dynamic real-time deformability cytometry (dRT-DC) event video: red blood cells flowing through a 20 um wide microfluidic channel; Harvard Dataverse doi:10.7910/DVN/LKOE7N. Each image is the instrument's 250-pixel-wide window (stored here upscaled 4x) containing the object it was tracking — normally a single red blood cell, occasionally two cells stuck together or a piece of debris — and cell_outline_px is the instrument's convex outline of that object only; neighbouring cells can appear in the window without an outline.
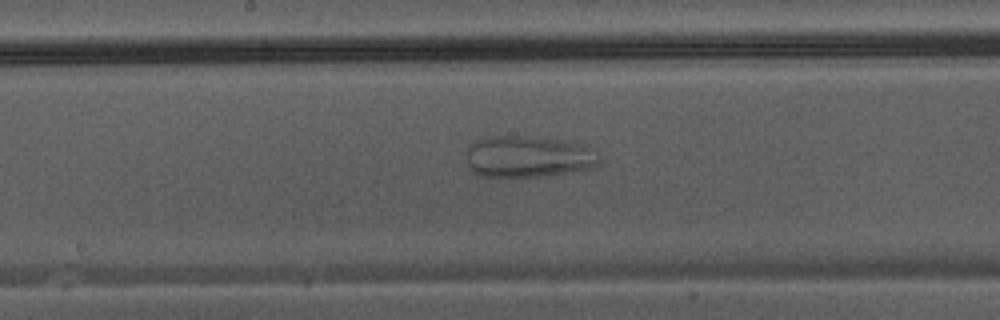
{"species": "Egyptian fruit bat (a non-hibernating species)", "species_latin": "Rousettus aegyptiacus", "temperature_condition": "warm", "stored_images_in_passage": 23, "camera_frame_rate_fps": 3000, "um_per_image_px": 0.085, "animal": {"sex": "male"}, "frame": {"image": 1, "passage_image": 10, "time_ms": 3.0, "image_size_px": [1000, 320], "cell_outline_px": [[604, 160], [600, 164], [592, 168], [536, 176], [476, 176], [468, 168], [468, 144], [476, 140], [492, 136], [524, 136], [564, 140], [588, 144]], "centroid_in_image_um": [44.94, 13.3], "position_along_channel_um": 203.3, "area_um2": 32.43}}
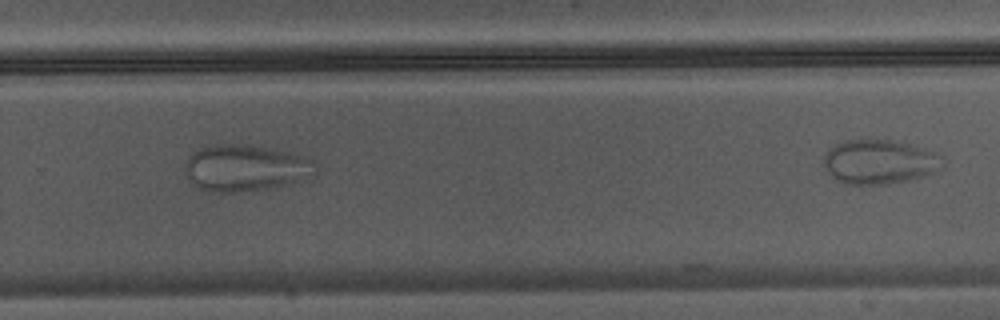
{"frame": {"image": 2, "passage_image": 17, "time_ms": 5.333, "image_size_px": [1000, 320], "cell_outline_px": [[316, 172], [292, 184], [268, 188], [236, 192], [212, 192], [200, 188], [192, 184], [188, 180], [184, 172], [184, 164], [192, 152], [200, 148], [216, 144], [244, 144], [276, 148], [312, 160], [316, 164]], "centroid_in_image_um": [20.82, 14.27], "position_along_channel_um": 309.0, "area_um2": 35.6}}